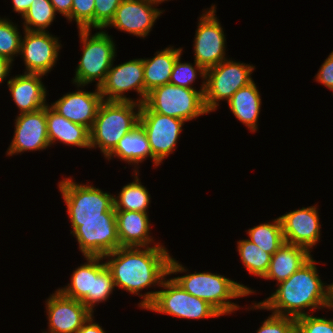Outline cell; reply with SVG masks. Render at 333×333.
Instances as JSON below:
<instances>
[{"label": "cell", "instance_id": "22", "mask_svg": "<svg viewBox=\"0 0 333 333\" xmlns=\"http://www.w3.org/2000/svg\"><path fill=\"white\" fill-rule=\"evenodd\" d=\"M115 213L120 247H149L153 243L147 213L124 210H115Z\"/></svg>", "mask_w": 333, "mask_h": 333}, {"label": "cell", "instance_id": "17", "mask_svg": "<svg viewBox=\"0 0 333 333\" xmlns=\"http://www.w3.org/2000/svg\"><path fill=\"white\" fill-rule=\"evenodd\" d=\"M46 126V106L32 113L18 114L15 119L14 136L7 148V155L46 150L51 147Z\"/></svg>", "mask_w": 333, "mask_h": 333}, {"label": "cell", "instance_id": "16", "mask_svg": "<svg viewBox=\"0 0 333 333\" xmlns=\"http://www.w3.org/2000/svg\"><path fill=\"white\" fill-rule=\"evenodd\" d=\"M48 332L77 333L93 314L81 301L63 295L58 289L46 300Z\"/></svg>", "mask_w": 333, "mask_h": 333}, {"label": "cell", "instance_id": "15", "mask_svg": "<svg viewBox=\"0 0 333 333\" xmlns=\"http://www.w3.org/2000/svg\"><path fill=\"white\" fill-rule=\"evenodd\" d=\"M19 55L24 59V73L46 75L58 60L62 47L58 37L49 32L23 31Z\"/></svg>", "mask_w": 333, "mask_h": 333}, {"label": "cell", "instance_id": "10", "mask_svg": "<svg viewBox=\"0 0 333 333\" xmlns=\"http://www.w3.org/2000/svg\"><path fill=\"white\" fill-rule=\"evenodd\" d=\"M160 287L164 290H158L147 310L189 320L222 316L209 303L186 292L173 278L164 279Z\"/></svg>", "mask_w": 333, "mask_h": 333}, {"label": "cell", "instance_id": "20", "mask_svg": "<svg viewBox=\"0 0 333 333\" xmlns=\"http://www.w3.org/2000/svg\"><path fill=\"white\" fill-rule=\"evenodd\" d=\"M102 101L99 87H96L94 92L78 89L66 93L50 106L66 119L90 130Z\"/></svg>", "mask_w": 333, "mask_h": 333}, {"label": "cell", "instance_id": "24", "mask_svg": "<svg viewBox=\"0 0 333 333\" xmlns=\"http://www.w3.org/2000/svg\"><path fill=\"white\" fill-rule=\"evenodd\" d=\"M310 253L303 247L284 242L272 255L269 269L263 278L277 280V284L285 281L312 257Z\"/></svg>", "mask_w": 333, "mask_h": 333}, {"label": "cell", "instance_id": "14", "mask_svg": "<svg viewBox=\"0 0 333 333\" xmlns=\"http://www.w3.org/2000/svg\"><path fill=\"white\" fill-rule=\"evenodd\" d=\"M83 256H105L120 247L117 220L70 221Z\"/></svg>", "mask_w": 333, "mask_h": 333}, {"label": "cell", "instance_id": "35", "mask_svg": "<svg viewBox=\"0 0 333 333\" xmlns=\"http://www.w3.org/2000/svg\"><path fill=\"white\" fill-rule=\"evenodd\" d=\"M295 322L296 333H333V319L308 314L295 319Z\"/></svg>", "mask_w": 333, "mask_h": 333}, {"label": "cell", "instance_id": "36", "mask_svg": "<svg viewBox=\"0 0 333 333\" xmlns=\"http://www.w3.org/2000/svg\"><path fill=\"white\" fill-rule=\"evenodd\" d=\"M256 333H296V322L292 317L272 313Z\"/></svg>", "mask_w": 333, "mask_h": 333}, {"label": "cell", "instance_id": "12", "mask_svg": "<svg viewBox=\"0 0 333 333\" xmlns=\"http://www.w3.org/2000/svg\"><path fill=\"white\" fill-rule=\"evenodd\" d=\"M216 6L207 9L200 17L195 31L194 59L205 70L217 66L225 57L226 38L224 30L216 16Z\"/></svg>", "mask_w": 333, "mask_h": 333}, {"label": "cell", "instance_id": "7", "mask_svg": "<svg viewBox=\"0 0 333 333\" xmlns=\"http://www.w3.org/2000/svg\"><path fill=\"white\" fill-rule=\"evenodd\" d=\"M70 221L116 219L113 196L93 185L78 184L67 177L58 184Z\"/></svg>", "mask_w": 333, "mask_h": 333}, {"label": "cell", "instance_id": "40", "mask_svg": "<svg viewBox=\"0 0 333 333\" xmlns=\"http://www.w3.org/2000/svg\"><path fill=\"white\" fill-rule=\"evenodd\" d=\"M93 314L90 318L82 325L80 330L77 333H106L102 326L98 323L93 322L94 320Z\"/></svg>", "mask_w": 333, "mask_h": 333}, {"label": "cell", "instance_id": "26", "mask_svg": "<svg viewBox=\"0 0 333 333\" xmlns=\"http://www.w3.org/2000/svg\"><path fill=\"white\" fill-rule=\"evenodd\" d=\"M182 51L170 46L157 51L153 58L143 59L145 99L152 89L170 82L173 65Z\"/></svg>", "mask_w": 333, "mask_h": 333}, {"label": "cell", "instance_id": "41", "mask_svg": "<svg viewBox=\"0 0 333 333\" xmlns=\"http://www.w3.org/2000/svg\"><path fill=\"white\" fill-rule=\"evenodd\" d=\"M33 1L34 0H12L13 11H15L16 13L18 12V14L20 13L23 17L30 8Z\"/></svg>", "mask_w": 333, "mask_h": 333}, {"label": "cell", "instance_id": "2", "mask_svg": "<svg viewBox=\"0 0 333 333\" xmlns=\"http://www.w3.org/2000/svg\"><path fill=\"white\" fill-rule=\"evenodd\" d=\"M316 264L311 257L288 279L277 284L270 297L254 303L250 310H271L273 314L297 319L309 314L305 312L307 308L316 311L333 307V283L325 285L321 281Z\"/></svg>", "mask_w": 333, "mask_h": 333}, {"label": "cell", "instance_id": "43", "mask_svg": "<svg viewBox=\"0 0 333 333\" xmlns=\"http://www.w3.org/2000/svg\"><path fill=\"white\" fill-rule=\"evenodd\" d=\"M151 3L156 4V6H158L159 4H161L164 1H168V0H149ZM158 4V5H157Z\"/></svg>", "mask_w": 333, "mask_h": 333}, {"label": "cell", "instance_id": "33", "mask_svg": "<svg viewBox=\"0 0 333 333\" xmlns=\"http://www.w3.org/2000/svg\"><path fill=\"white\" fill-rule=\"evenodd\" d=\"M197 73L202 77V80L205 81L206 70L195 60L194 66L190 62L182 63L180 54L173 65L169 83L180 87L194 89L192 83L195 82L198 75Z\"/></svg>", "mask_w": 333, "mask_h": 333}, {"label": "cell", "instance_id": "8", "mask_svg": "<svg viewBox=\"0 0 333 333\" xmlns=\"http://www.w3.org/2000/svg\"><path fill=\"white\" fill-rule=\"evenodd\" d=\"M205 81L199 90L167 83L152 89L144 104L153 112L187 122L208 114L204 105Z\"/></svg>", "mask_w": 333, "mask_h": 333}, {"label": "cell", "instance_id": "37", "mask_svg": "<svg viewBox=\"0 0 333 333\" xmlns=\"http://www.w3.org/2000/svg\"><path fill=\"white\" fill-rule=\"evenodd\" d=\"M123 0H95L94 29H105Z\"/></svg>", "mask_w": 333, "mask_h": 333}, {"label": "cell", "instance_id": "11", "mask_svg": "<svg viewBox=\"0 0 333 333\" xmlns=\"http://www.w3.org/2000/svg\"><path fill=\"white\" fill-rule=\"evenodd\" d=\"M184 122L182 119L153 112L144 103L141 105L139 125L149 140L154 166L161 165L175 151Z\"/></svg>", "mask_w": 333, "mask_h": 333}, {"label": "cell", "instance_id": "29", "mask_svg": "<svg viewBox=\"0 0 333 333\" xmlns=\"http://www.w3.org/2000/svg\"><path fill=\"white\" fill-rule=\"evenodd\" d=\"M249 241L259 246L263 251L273 255L284 243L280 218L272 223H263L247 231Z\"/></svg>", "mask_w": 333, "mask_h": 333}, {"label": "cell", "instance_id": "28", "mask_svg": "<svg viewBox=\"0 0 333 333\" xmlns=\"http://www.w3.org/2000/svg\"><path fill=\"white\" fill-rule=\"evenodd\" d=\"M134 173L135 180L123 186L118 196H113L114 209L147 213L151 195L139 181L138 171H134Z\"/></svg>", "mask_w": 333, "mask_h": 333}, {"label": "cell", "instance_id": "32", "mask_svg": "<svg viewBox=\"0 0 333 333\" xmlns=\"http://www.w3.org/2000/svg\"><path fill=\"white\" fill-rule=\"evenodd\" d=\"M17 25L7 18L0 17V57L14 61V56H18L21 47L22 35Z\"/></svg>", "mask_w": 333, "mask_h": 333}, {"label": "cell", "instance_id": "3", "mask_svg": "<svg viewBox=\"0 0 333 333\" xmlns=\"http://www.w3.org/2000/svg\"><path fill=\"white\" fill-rule=\"evenodd\" d=\"M141 105L134 101L103 100L90 134V149L100 148L106 158L119 140L139 125Z\"/></svg>", "mask_w": 333, "mask_h": 333}, {"label": "cell", "instance_id": "13", "mask_svg": "<svg viewBox=\"0 0 333 333\" xmlns=\"http://www.w3.org/2000/svg\"><path fill=\"white\" fill-rule=\"evenodd\" d=\"M102 99L106 101H145L143 59H133L113 66L107 72L105 81L99 87ZM135 90L140 96L137 100L126 97L125 93Z\"/></svg>", "mask_w": 333, "mask_h": 333}, {"label": "cell", "instance_id": "18", "mask_svg": "<svg viewBox=\"0 0 333 333\" xmlns=\"http://www.w3.org/2000/svg\"><path fill=\"white\" fill-rule=\"evenodd\" d=\"M156 4L149 0H123L117 8L114 18L105 27H115L138 37H147L156 19L163 14Z\"/></svg>", "mask_w": 333, "mask_h": 333}, {"label": "cell", "instance_id": "42", "mask_svg": "<svg viewBox=\"0 0 333 333\" xmlns=\"http://www.w3.org/2000/svg\"><path fill=\"white\" fill-rule=\"evenodd\" d=\"M12 68V62L6 58L0 57V84L9 76Z\"/></svg>", "mask_w": 333, "mask_h": 333}, {"label": "cell", "instance_id": "6", "mask_svg": "<svg viewBox=\"0 0 333 333\" xmlns=\"http://www.w3.org/2000/svg\"><path fill=\"white\" fill-rule=\"evenodd\" d=\"M91 30L78 29L83 52L75 76L72 78L73 84L78 88H82L96 79V87H100L115 61L116 48L111 36L102 29L91 35Z\"/></svg>", "mask_w": 333, "mask_h": 333}, {"label": "cell", "instance_id": "4", "mask_svg": "<svg viewBox=\"0 0 333 333\" xmlns=\"http://www.w3.org/2000/svg\"><path fill=\"white\" fill-rule=\"evenodd\" d=\"M173 279L190 295L213 306L222 316L239 310L240 306L230 299H238L256 293L251 288L224 275L210 272H194Z\"/></svg>", "mask_w": 333, "mask_h": 333}, {"label": "cell", "instance_id": "31", "mask_svg": "<svg viewBox=\"0 0 333 333\" xmlns=\"http://www.w3.org/2000/svg\"><path fill=\"white\" fill-rule=\"evenodd\" d=\"M55 9L50 0H34L22 17L23 29L27 31L46 32L55 19Z\"/></svg>", "mask_w": 333, "mask_h": 333}, {"label": "cell", "instance_id": "39", "mask_svg": "<svg viewBox=\"0 0 333 333\" xmlns=\"http://www.w3.org/2000/svg\"><path fill=\"white\" fill-rule=\"evenodd\" d=\"M54 6L55 12L68 17L71 14L73 0H50Z\"/></svg>", "mask_w": 333, "mask_h": 333}, {"label": "cell", "instance_id": "1", "mask_svg": "<svg viewBox=\"0 0 333 333\" xmlns=\"http://www.w3.org/2000/svg\"><path fill=\"white\" fill-rule=\"evenodd\" d=\"M103 259H108L105 264L115 287L139 295L142 300L138 305L143 309L154 301L158 291H149L144 295L140 291L153 285L160 287L167 275L188 270L172 258L160 243L153 247H119L103 256Z\"/></svg>", "mask_w": 333, "mask_h": 333}, {"label": "cell", "instance_id": "25", "mask_svg": "<svg viewBox=\"0 0 333 333\" xmlns=\"http://www.w3.org/2000/svg\"><path fill=\"white\" fill-rule=\"evenodd\" d=\"M229 109L251 132L257 131L261 96L254 82L237 90L227 101Z\"/></svg>", "mask_w": 333, "mask_h": 333}, {"label": "cell", "instance_id": "38", "mask_svg": "<svg viewBox=\"0 0 333 333\" xmlns=\"http://www.w3.org/2000/svg\"><path fill=\"white\" fill-rule=\"evenodd\" d=\"M315 80L333 91V51L321 65L318 73L315 75Z\"/></svg>", "mask_w": 333, "mask_h": 333}, {"label": "cell", "instance_id": "27", "mask_svg": "<svg viewBox=\"0 0 333 333\" xmlns=\"http://www.w3.org/2000/svg\"><path fill=\"white\" fill-rule=\"evenodd\" d=\"M113 157H118L128 164H134V171H138L135 168L139 165L138 163L143 162L149 157L152 159L149 140L140 125L125 134L119 140L115 149L106 158L111 160Z\"/></svg>", "mask_w": 333, "mask_h": 333}, {"label": "cell", "instance_id": "9", "mask_svg": "<svg viewBox=\"0 0 333 333\" xmlns=\"http://www.w3.org/2000/svg\"><path fill=\"white\" fill-rule=\"evenodd\" d=\"M255 67L246 63L226 59L206 70L204 105L210 113L219 106L220 100L228 101L240 88L253 81Z\"/></svg>", "mask_w": 333, "mask_h": 333}, {"label": "cell", "instance_id": "19", "mask_svg": "<svg viewBox=\"0 0 333 333\" xmlns=\"http://www.w3.org/2000/svg\"><path fill=\"white\" fill-rule=\"evenodd\" d=\"M284 242L303 247L309 252L320 240V218L317 206L302 207L279 217Z\"/></svg>", "mask_w": 333, "mask_h": 333}, {"label": "cell", "instance_id": "5", "mask_svg": "<svg viewBox=\"0 0 333 333\" xmlns=\"http://www.w3.org/2000/svg\"><path fill=\"white\" fill-rule=\"evenodd\" d=\"M84 258L87 262L73 271L71 282L58 290L69 298L81 301L93 313L96 304L109 299L115 284L110 270L105 262H102L103 257L84 256Z\"/></svg>", "mask_w": 333, "mask_h": 333}, {"label": "cell", "instance_id": "21", "mask_svg": "<svg viewBox=\"0 0 333 333\" xmlns=\"http://www.w3.org/2000/svg\"><path fill=\"white\" fill-rule=\"evenodd\" d=\"M42 74L24 73L7 81L12 99L20 110V114L32 113L44 108L47 90L41 79Z\"/></svg>", "mask_w": 333, "mask_h": 333}, {"label": "cell", "instance_id": "34", "mask_svg": "<svg viewBox=\"0 0 333 333\" xmlns=\"http://www.w3.org/2000/svg\"><path fill=\"white\" fill-rule=\"evenodd\" d=\"M95 0H73L67 20L76 21L78 29H94Z\"/></svg>", "mask_w": 333, "mask_h": 333}, {"label": "cell", "instance_id": "30", "mask_svg": "<svg viewBox=\"0 0 333 333\" xmlns=\"http://www.w3.org/2000/svg\"><path fill=\"white\" fill-rule=\"evenodd\" d=\"M237 251L249 274L263 278L267 273L272 255L263 251L248 239L237 242Z\"/></svg>", "mask_w": 333, "mask_h": 333}, {"label": "cell", "instance_id": "23", "mask_svg": "<svg viewBox=\"0 0 333 333\" xmlns=\"http://www.w3.org/2000/svg\"><path fill=\"white\" fill-rule=\"evenodd\" d=\"M46 120L50 146L59 141L68 146L90 149L89 129L85 126L71 122L48 104L46 105Z\"/></svg>", "mask_w": 333, "mask_h": 333}]
</instances>
